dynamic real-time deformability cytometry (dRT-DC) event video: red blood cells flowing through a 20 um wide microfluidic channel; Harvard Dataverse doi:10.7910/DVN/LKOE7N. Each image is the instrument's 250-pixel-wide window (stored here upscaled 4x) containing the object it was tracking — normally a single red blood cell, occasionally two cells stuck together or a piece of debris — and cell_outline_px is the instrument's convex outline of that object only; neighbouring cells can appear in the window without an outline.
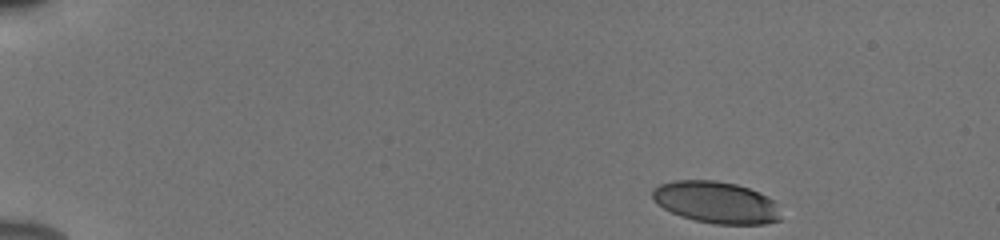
{"species": "human", "species_latin": "Homo sapiens", "temperature_condition": "cold", "stored_images_in_passage": 48, "camera_frame_rate_fps": 3000, "um_per_image_px": 0.085, "donor": {"sex": "male"}, "frame": {"image": 1, "passage_image": 1, "time_ms": 0.0, "image_size_px": [1000, 240], "cell_outline_px": [[780, 220], [764, 224], [716, 224], [696, 220], [680, 216], [664, 208], [652, 196], [652, 188], [660, 184], [672, 180], [716, 180], [736, 184], [760, 192], [768, 196], [772, 200], [780, 216]], "centroid_in_image_um": [60.86, 17.19], "position_along_channel_um": 24.1, "area_um2": 31.04}}
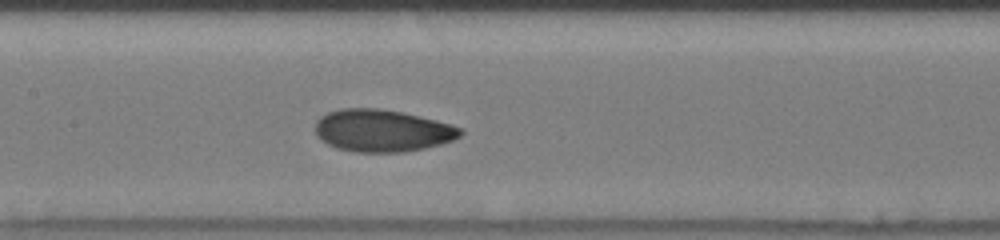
{"frame": {"image": 2, "passage_image": 22, "time_ms": 7.0, "image_size_px": [1000, 240], "cell_outline_px": [[464, 132], [460, 136], [452, 140], [440, 144], [424, 148], [404, 152], [352, 152], [336, 148], [320, 140], [316, 136], [316, 120], [320, 116], [328, 112], [340, 108], [380, 108], [404, 112], [452, 124], [464, 128]], "centroid_in_image_um": [32.49, 11.1], "position_along_channel_um": 174.9, "area_um2": 36.13}}
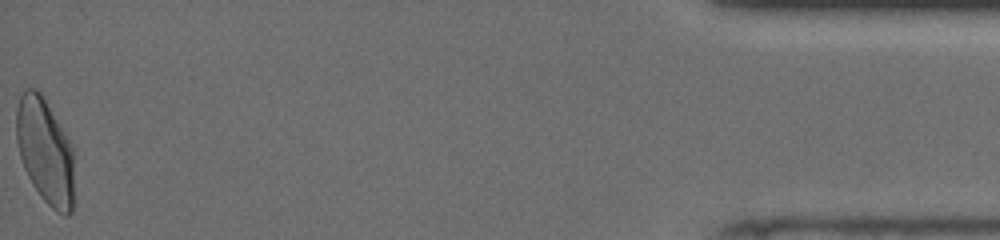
{"frame": {"image": 3, "passage_image": 48, "time_ms": 15.667, "image_size_px": [1000, 240], "cell_outline_px": [[72, 212], [68, 216], [64, 216], [56, 212], [40, 196], [32, 184], [24, 168], [20, 156], [16, 140], [16, 108], [20, 96], [24, 88], [36, 88], [40, 92], [68, 140], [72, 148]], "centroid_in_image_um": [3.79, 12.85], "position_along_channel_um": 431.4, "area_um2": 35.03}, "authors_computed_cell_mechanics": {"area_um2": 34.1887, "velocity_mm_per_s": 3.8765, "shape_relaxation_time_tau1_ms": 4.573, "shape_relaxation_time_tau2_ms": 1.4361, "deformation_change_tau1": 0.1437, "deformation_change_tau2": 0.0631}}